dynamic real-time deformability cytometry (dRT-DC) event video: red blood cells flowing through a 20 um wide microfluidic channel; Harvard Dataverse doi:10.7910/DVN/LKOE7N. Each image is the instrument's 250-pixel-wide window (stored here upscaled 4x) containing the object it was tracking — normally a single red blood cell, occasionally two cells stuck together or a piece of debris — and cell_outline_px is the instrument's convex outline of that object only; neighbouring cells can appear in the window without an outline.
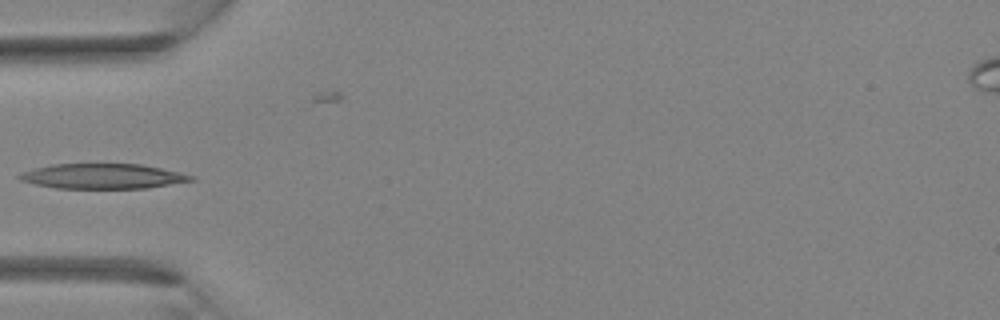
{"species": "Egyptian fruit bat (a non-hibernating species)", "species_latin": "Rousettus aegyptiacus", "temperature_condition": "room temperature", "stored_images_in_passage": 2, "camera_frame_rate_fps": 3000, "um_per_image_px": 0.085, "animal": {"sex": "female"}, "frame": {"image": 1, "passage_image": 2, "time_ms": 1.0, "image_size_px": [1000, 320], "cell_outline_px": [[196, 180], [148, 188], [56, 188], [36, 184], [20, 180], [16, 176], [20, 172], [52, 164], [140, 164], [160, 168], [196, 176]], "centroid_in_image_um": [8.74, 14.98], "position_along_channel_um": 76.3, "area_um2": 24.97}}